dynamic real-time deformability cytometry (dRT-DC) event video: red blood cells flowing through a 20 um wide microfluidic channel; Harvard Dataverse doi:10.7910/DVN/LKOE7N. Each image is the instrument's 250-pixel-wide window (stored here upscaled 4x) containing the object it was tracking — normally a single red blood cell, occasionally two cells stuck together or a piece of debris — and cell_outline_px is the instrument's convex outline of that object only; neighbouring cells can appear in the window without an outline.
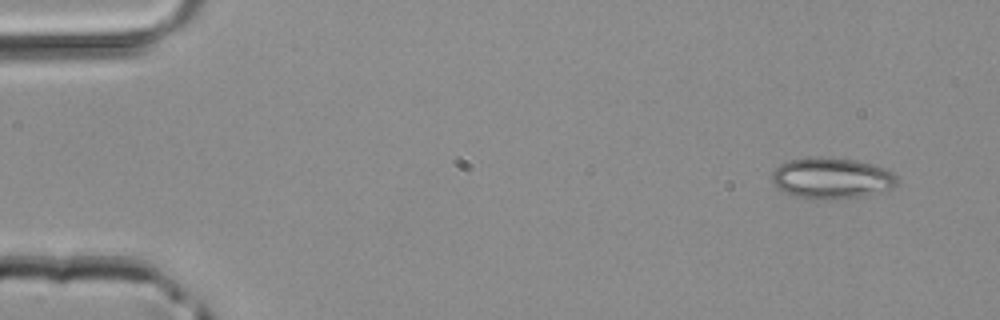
{"species": "common noctule bat (a hibernating species)", "species_latin": "Nyctalus noctula", "temperature_condition": "room temperature", "stored_images_in_passage": 4, "camera_frame_rate_fps": 3000, "um_per_image_px": 0.085, "animal": {"sex": "male", "body_mass_g": 20.4}, "frame": {"image": 1, "passage_image": 4, "time_ms": 1.0, "image_size_px": [1000, 320], "cell_outline_px": [[896, 184], [888, 188], [860, 196], [816, 200], [796, 196], [784, 192], [776, 188], [772, 180], [772, 172], [780, 164], [788, 160], [812, 156], [820, 156], [856, 160], [888, 168], [896, 176]], "centroid_in_image_um": [70.62, 15.12], "position_along_channel_um": 14.4, "area_um2": 29.82}}